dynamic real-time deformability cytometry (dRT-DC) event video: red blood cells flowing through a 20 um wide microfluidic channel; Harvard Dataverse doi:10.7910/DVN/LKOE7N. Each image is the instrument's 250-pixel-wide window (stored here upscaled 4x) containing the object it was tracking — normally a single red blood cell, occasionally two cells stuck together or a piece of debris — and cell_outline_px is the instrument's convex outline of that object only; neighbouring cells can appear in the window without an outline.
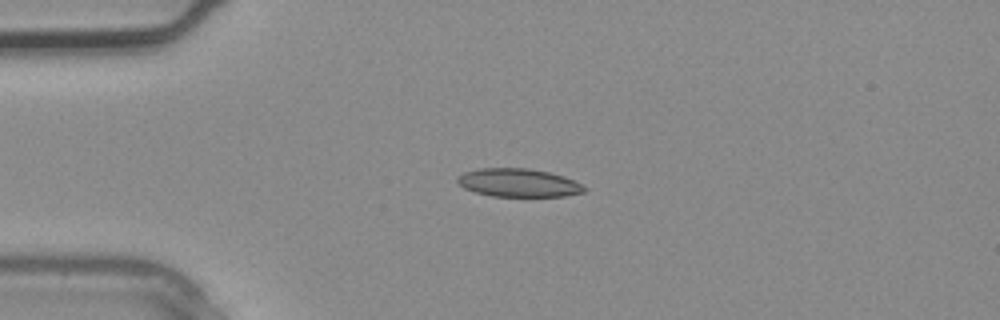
{"species": "common noctule bat (a hibernating species)", "species_latin": "Nyctalus noctula", "temperature_condition": "warm", "stored_images_in_passage": 3, "camera_frame_rate_fps": 3000, "um_per_image_px": 0.085, "animal": {"sex": "male", "body_mass_g": 20.4}, "frame": {"image": 1, "passage_image": 3, "time_ms": 0.667, "image_size_px": [1000, 320], "cell_outline_px": [[588, 188], [584, 192], [564, 196], [492, 196], [476, 192], [464, 188], [456, 180], [456, 176], [464, 172], [480, 168], [528, 168], [548, 172], [564, 176]], "centroid_in_image_um": [44.05, 15.53], "position_along_channel_um": 40.9, "area_um2": 20.81}}